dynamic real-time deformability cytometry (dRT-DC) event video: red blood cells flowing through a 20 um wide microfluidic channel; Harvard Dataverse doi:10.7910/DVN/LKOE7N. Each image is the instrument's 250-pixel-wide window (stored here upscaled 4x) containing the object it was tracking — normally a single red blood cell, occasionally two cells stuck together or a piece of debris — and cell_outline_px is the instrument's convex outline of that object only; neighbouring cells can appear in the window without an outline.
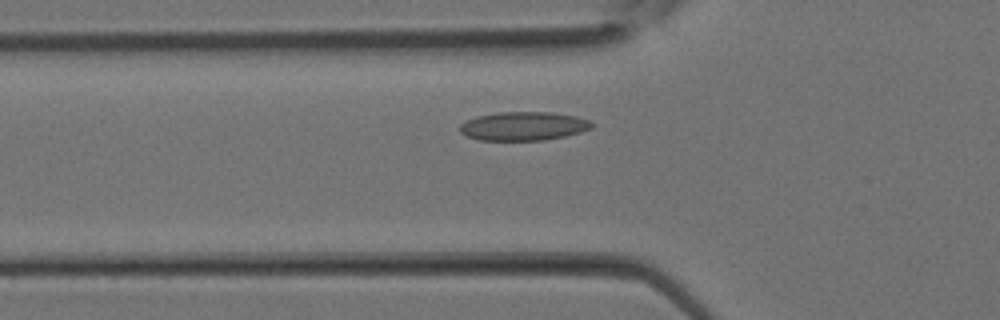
{"species": "Egyptian fruit bat (a non-hibernating species)", "species_latin": "Rousettus aegyptiacus", "temperature_condition": "room temperature", "stored_images_in_passage": 25, "camera_frame_rate_fps": 3000, "um_per_image_px": 0.085, "animal": {"sex": "female"}, "frame": {"image": 1, "passage_image": 3, "time_ms": 0.667, "image_size_px": [1000, 320], "cell_outline_px": [[592, 128], [580, 132], [564, 136], [544, 140], [480, 140], [464, 136], [460, 132], [460, 124], [476, 116], [500, 112], [548, 112], [576, 116], [588, 120], [592, 124]], "centroid_in_image_um": [44.46, 10.72], "position_along_channel_um": 81.3, "area_um2": 21.96}}
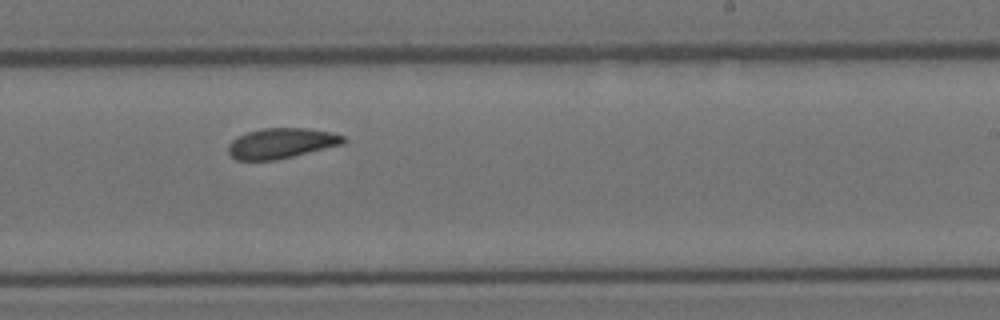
{"frame": {"image": 2, "passage_image": 12, "time_ms": 3.667, "image_size_px": [1000, 320], "cell_outline_px": [[348, 140], [344, 144], [276, 160], [236, 160], [228, 152], [228, 144], [236, 136], [248, 132], [264, 128], [308, 128], [332, 132], [344, 136]], "centroid_in_image_um": [23.93, 12.17], "position_along_channel_um": 265.1, "area_um2": 20.46}}
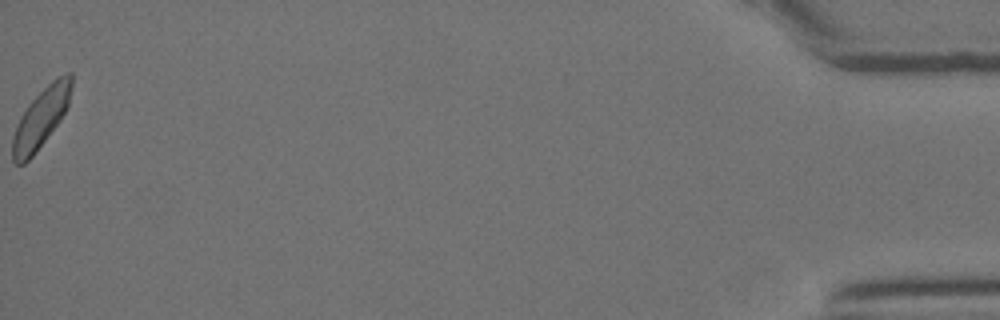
{"frame": {"image": 3, "passage_image": 25, "time_ms": 8.0, "image_size_px": [1000, 320], "cell_outline_px": [[72, 88], [68, 104], [60, 120], [32, 156], [24, 164], [16, 164], [12, 160], [12, 136], [16, 124], [20, 116], [28, 104], [52, 80], [68, 72], [72, 72]], "centroid_in_image_um": [3.46, 10.03], "position_along_channel_um": 431.7, "area_um2": 20.17}}